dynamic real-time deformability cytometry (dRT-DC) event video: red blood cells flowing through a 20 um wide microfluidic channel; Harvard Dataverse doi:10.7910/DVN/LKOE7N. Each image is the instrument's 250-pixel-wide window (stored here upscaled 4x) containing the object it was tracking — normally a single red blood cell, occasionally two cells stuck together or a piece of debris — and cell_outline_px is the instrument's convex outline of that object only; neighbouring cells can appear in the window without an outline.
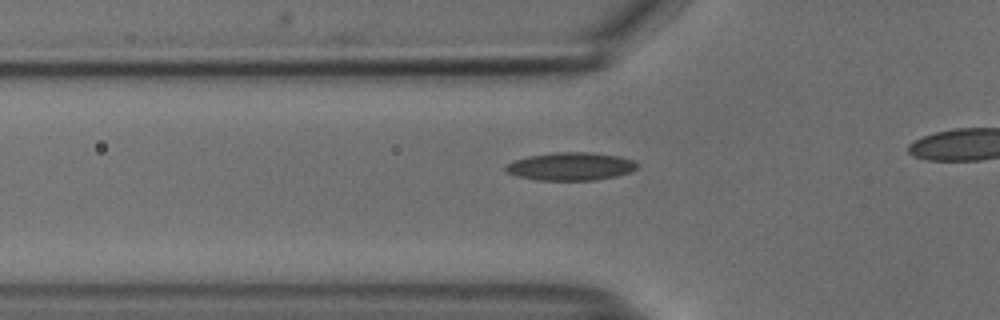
{"species": "common noctule bat (a hibernating species)", "species_latin": "Nyctalus noctula", "temperature_condition": "cold", "stored_images_in_passage": 40, "camera_frame_rate_fps": 3000, "um_per_image_px": 0.085, "animal": {"sex": "male", "body_mass_g": 18.8}, "frame": {"image": 1, "passage_image": 14, "time_ms": 4.333, "image_size_px": [1000, 320], "cell_outline_px": [[636, 168], [632, 172], [616, 176], [596, 180], [536, 180], [516, 176], [508, 172], [504, 168], [512, 160], [528, 156], [556, 152], [592, 152], [620, 156], [632, 160], [636, 164]], "centroid_in_image_um": [48.5, 14.14], "position_along_channel_um": 77.3, "area_um2": 21.5}}
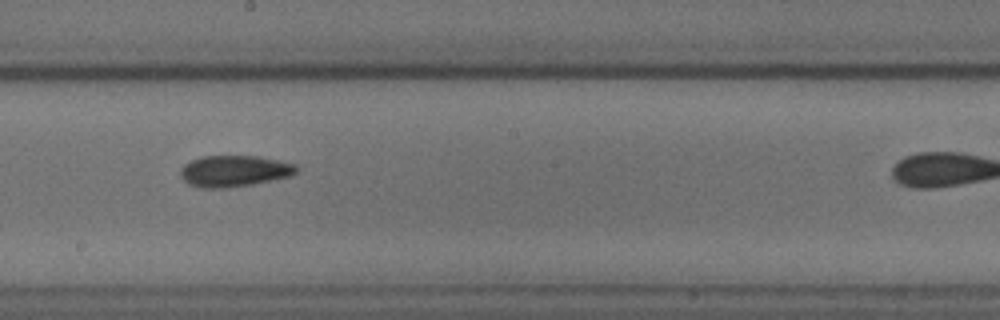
{"frame": {"image": 2, "passage_image": 26, "time_ms": 8.333, "image_size_px": [1000, 320], "cell_outline_px": [[300, 168], [292, 176], [252, 184], [228, 188], [200, 188], [188, 184], [180, 176], [180, 168], [184, 164], [200, 156], [256, 156], [280, 160], [296, 164]], "centroid_in_image_um": [19.92, 14.54], "position_along_channel_um": 228.3, "area_um2": 21.44}}
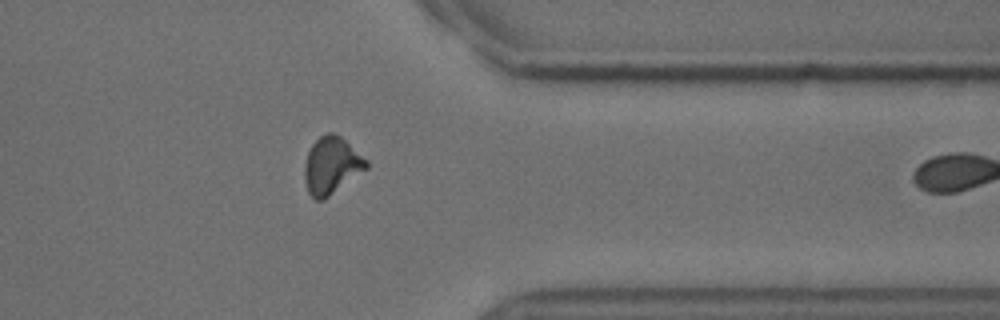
{"frame": {"image": 3, "passage_image": 39, "time_ms": 12.667, "image_size_px": [1000, 320], "cell_outline_px": [[368, 168], [324, 200], [316, 200], [308, 192], [304, 180], [304, 164], [308, 152], [312, 144], [320, 136], [328, 132], [336, 132], [368, 160]], "centroid_in_image_um": [28.18, 14.06], "position_along_channel_um": 383.2, "area_um2": 20.69}}